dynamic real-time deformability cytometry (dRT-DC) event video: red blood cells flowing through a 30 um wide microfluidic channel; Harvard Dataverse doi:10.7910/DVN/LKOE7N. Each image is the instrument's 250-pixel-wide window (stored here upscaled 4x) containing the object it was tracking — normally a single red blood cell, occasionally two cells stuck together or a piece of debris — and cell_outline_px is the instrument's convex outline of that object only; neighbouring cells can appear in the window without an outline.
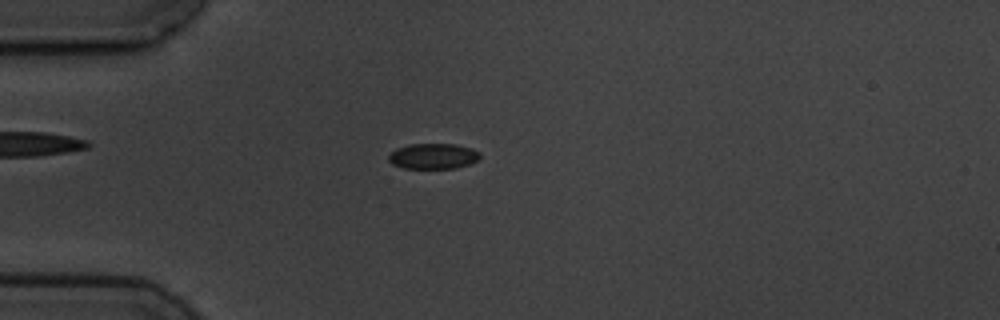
{"species": "common noctule bat (a hibernating species)", "species_latin": "Nyctalus noctula", "temperature_condition": "cold", "stored_images_in_passage": 2, "camera_frame_rate_fps": 3000, "um_per_image_px": 0.085, "animal": {"sex": "male", "body_mass_g": 19.5, "forearm_length_mm": 54.6}, "frame": {"image": 1, "passage_image": 1, "time_ms": 0.0, "image_size_px": [1000, 320], "cell_outline_px": [[480, 160], [456, 168], [404, 168], [392, 164], [388, 160], [388, 156], [396, 148], [408, 144], [456, 144], [472, 148], [480, 152]], "centroid_in_image_um": [36.84, 13.27], "position_along_channel_um": 48.2, "area_um2": 13.7}}
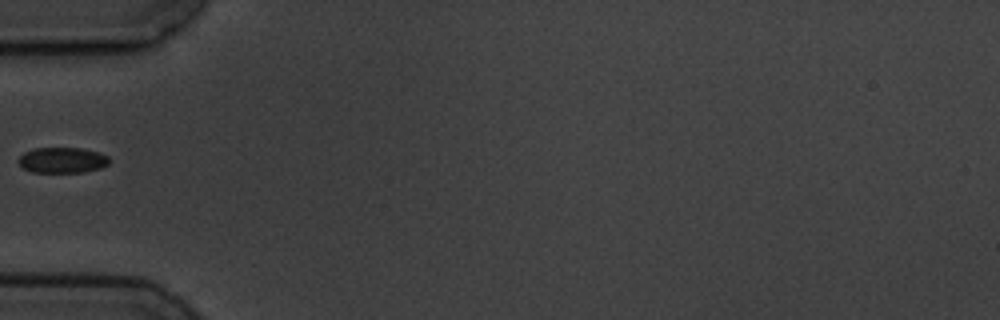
{"frame": {"image": 2, "passage_image": 2, "time_ms": 1.333, "image_size_px": [1000, 320], "cell_outline_px": [[108, 164], [100, 168], [84, 172], [32, 172], [24, 168], [16, 160], [24, 152], [36, 148], [80, 148], [96, 152], [108, 156]], "centroid_in_image_um": [5.27, 13.61], "position_along_channel_um": 79.7, "area_um2": 13.41}}